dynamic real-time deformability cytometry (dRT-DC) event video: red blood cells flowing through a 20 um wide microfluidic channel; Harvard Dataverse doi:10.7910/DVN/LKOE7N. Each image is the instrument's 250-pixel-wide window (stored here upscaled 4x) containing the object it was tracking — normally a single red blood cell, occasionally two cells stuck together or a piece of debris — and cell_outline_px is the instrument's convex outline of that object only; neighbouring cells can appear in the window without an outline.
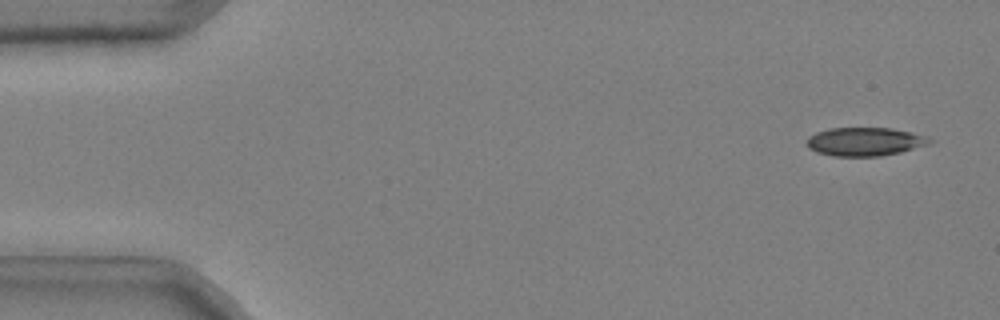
{"species": "common noctule bat (a hibernating species)", "species_latin": "Nyctalus noctula", "temperature_condition": "cold", "stored_images_in_passage": 48, "camera_frame_rate_fps": 3000, "um_per_image_px": 0.085, "animal": {"sex": "male", "body_mass_g": 20.4}, "frame": {"image": 1, "passage_image": 1, "time_ms": 0.0, "image_size_px": [1000, 320], "cell_outline_px": [[936, 140], [928, 144], [900, 152], [880, 156], [832, 156], [816, 152], [808, 148], [808, 136], [816, 132], [828, 128], [892, 128], [912, 132], [928, 136]], "centroid_in_image_um": [73.53, 12.03], "position_along_channel_um": 11.5, "area_um2": 20.52}}
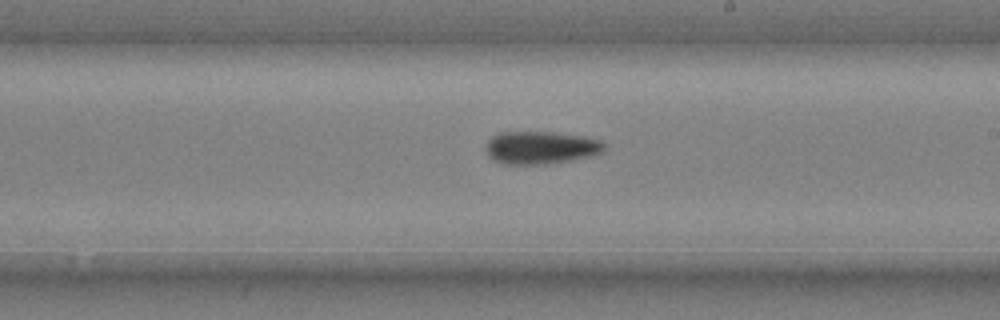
{"frame": {"image": 2, "passage_image": 29, "time_ms": 9.333, "image_size_px": [1000, 320], "cell_outline_px": [[604, 148], [600, 152], [592, 156], [572, 160], [544, 164], [500, 164], [492, 160], [488, 156], [484, 148], [488, 140], [492, 136], [500, 132], [552, 132], [584, 136], [600, 140], [604, 144]], "centroid_in_image_um": [45.91, 12.55], "position_along_channel_um": 243.1, "area_um2": 22.77}}
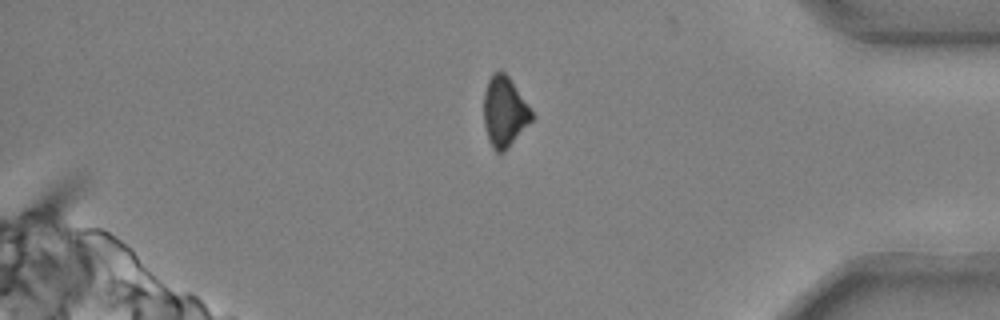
{"frame": {"image": 3, "passage_image": 43, "time_ms": 14.0, "image_size_px": [1000, 320], "cell_outline_px": [[536, 116], [504, 152], [496, 152], [492, 148], [488, 140], [484, 124], [484, 92], [488, 80], [492, 72], [504, 72], [508, 76]], "centroid_in_image_um": [42.88, 9.51], "position_along_channel_um": 392.3, "area_um2": 19.59}, "authors_computed_cell_mechanics": {"area_um2": 21.7906, "velocity_mm_per_s": 3.7225, "shape_relaxation_time_tau1_ms": 3.2552, "shape_relaxation_time_tau2_ms": null, "deformation_change_tau1": 0.0944, "deformation_change_tau2": null}}